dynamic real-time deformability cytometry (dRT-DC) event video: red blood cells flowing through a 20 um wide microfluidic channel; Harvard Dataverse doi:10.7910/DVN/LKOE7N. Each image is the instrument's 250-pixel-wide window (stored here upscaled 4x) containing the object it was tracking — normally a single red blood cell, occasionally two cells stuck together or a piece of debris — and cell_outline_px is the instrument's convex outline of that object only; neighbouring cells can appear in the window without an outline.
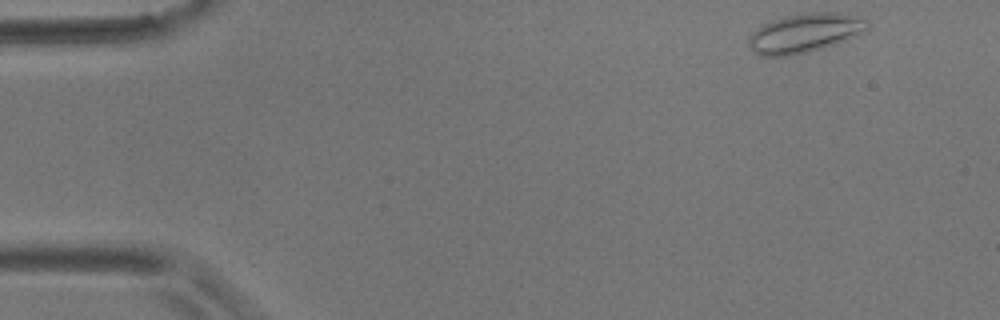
{"species": "common noctule bat (a hibernating species)", "species_latin": "Nyctalus noctula", "temperature_condition": "room temperature", "stored_images_in_passage": 4, "camera_frame_rate_fps": 3000, "um_per_image_px": 0.085, "animal": {"sex": "male", "body_mass_g": 17.9}, "frame": {"image": 1, "passage_image": 1, "time_ms": 0.0, "image_size_px": [1000, 320], "cell_outline_px": [[868, 32], [820, 48], [792, 56], [760, 56], [748, 44], [748, 36], [760, 24], [784, 16], [812, 12], [836, 12], [856, 16], [868, 20]], "centroid_in_image_um": [68.39, 2.79], "position_along_channel_um": 16.6, "area_um2": 27.11}}